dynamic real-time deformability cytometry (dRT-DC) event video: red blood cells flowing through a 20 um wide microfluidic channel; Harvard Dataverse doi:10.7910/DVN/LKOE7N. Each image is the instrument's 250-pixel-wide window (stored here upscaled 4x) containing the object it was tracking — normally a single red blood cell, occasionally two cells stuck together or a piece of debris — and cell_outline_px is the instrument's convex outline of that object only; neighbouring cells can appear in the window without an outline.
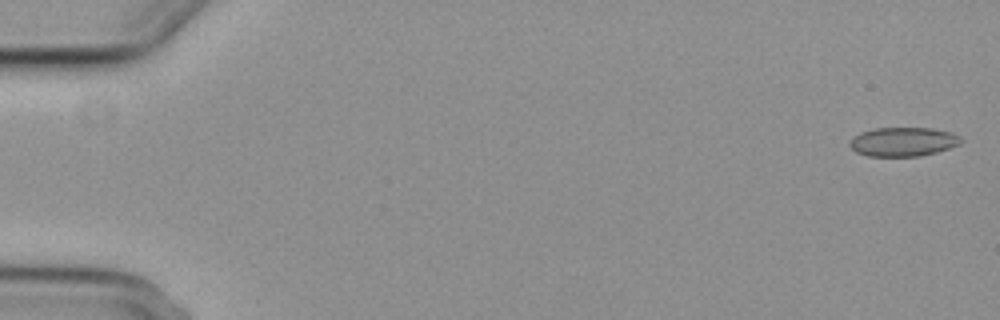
{"species": "common noctule bat (a hibernating species)", "species_latin": "Nyctalus noctula", "temperature_condition": "cold", "stored_images_in_passage": 6, "camera_frame_rate_fps": 3000, "um_per_image_px": 0.085, "animal": {"sex": "female", "body_mass_g": 29.2, "forearm_length_mm": 56.3}, "frame": {"image": 1, "passage_image": 1, "time_ms": 0.0, "image_size_px": [1000, 320], "cell_outline_px": [[964, 140], [960, 144], [936, 152], [920, 156], [868, 156], [856, 152], [848, 144], [852, 136], [860, 132], [872, 128], [932, 128], [952, 132], [960, 136]], "centroid_in_image_um": [76.76, 12.04], "position_along_channel_um": 8.2, "area_um2": 19.02}}
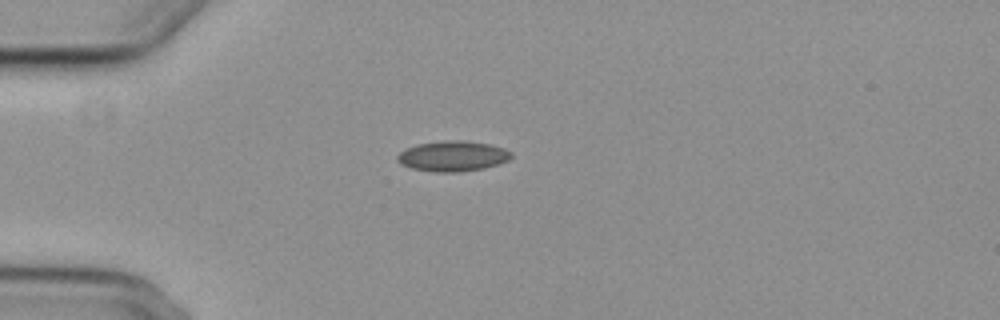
{"frame": {"image": 2, "passage_image": 5, "time_ms": 4.667, "image_size_px": [1000, 320], "cell_outline_px": [[512, 156], [508, 160], [500, 164], [484, 168], [460, 172], [436, 172], [412, 168], [400, 164], [396, 160], [396, 156], [400, 152], [416, 144], [444, 140], [460, 140], [488, 144], [504, 148], [512, 152]], "centroid_in_image_um": [38.48, 13.27], "position_along_channel_um": 46.5, "area_um2": 20.23}}